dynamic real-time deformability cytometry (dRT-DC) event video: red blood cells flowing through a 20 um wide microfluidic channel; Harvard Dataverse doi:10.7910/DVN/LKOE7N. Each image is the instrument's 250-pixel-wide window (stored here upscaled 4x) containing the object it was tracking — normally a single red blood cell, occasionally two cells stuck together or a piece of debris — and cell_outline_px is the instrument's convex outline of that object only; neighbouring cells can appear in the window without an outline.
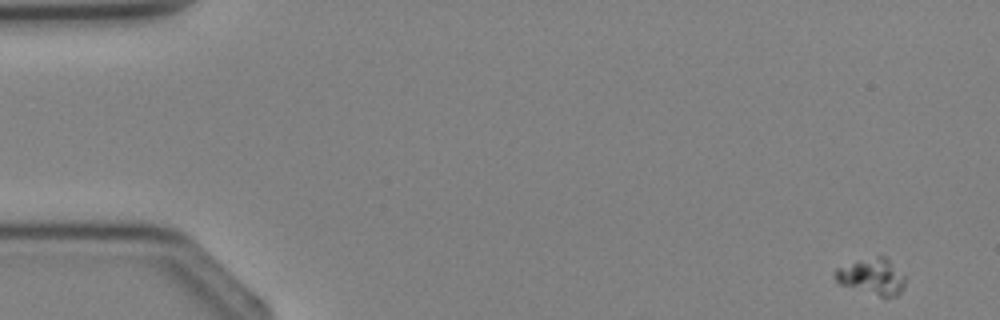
{"species": "Egyptian fruit bat (a non-hibernating species)", "species_latin": "Rousettus aegyptiacus", "temperature_condition": "cold", "stored_images_in_passage": 4, "camera_frame_rate_fps": 3000, "um_per_image_px": 0.085, "animal": {"sex": "female"}, "frame": {"image": 1, "passage_image": 1, "time_ms": 0.0, "image_size_px": [1000, 320], "cell_outline_px": [[904, 284], [900, 292], [896, 296], [880, 296], [840, 284], [836, 280], [836, 268], [860, 260], [876, 256], [884, 256], [904, 276]], "centroid_in_image_um": [74.12, 23.51], "position_along_channel_um": 10.9, "area_um2": 14.16}}
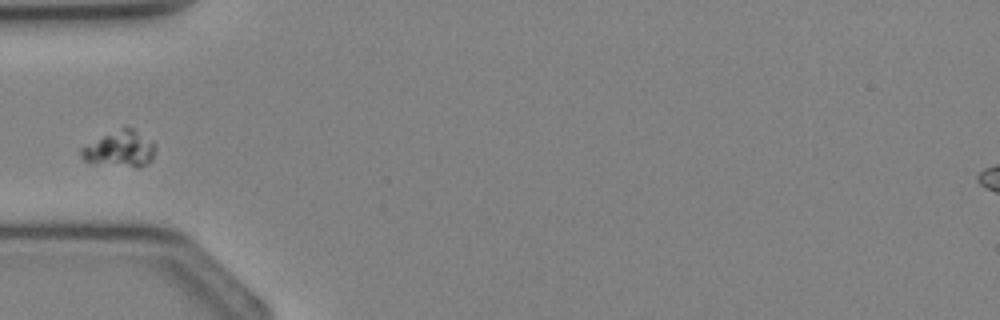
{"frame": {"image": 2, "passage_image": 4, "time_ms": 3.667, "image_size_px": [1000, 320], "cell_outline_px": [[156, 148], [152, 160], [148, 164], [140, 168], [136, 168], [88, 164], [80, 156], [80, 148], [124, 124], [132, 128], [152, 144]], "centroid_in_image_um": [10.14, 12.7], "position_along_channel_um": 74.9, "area_um2": 16.01}}